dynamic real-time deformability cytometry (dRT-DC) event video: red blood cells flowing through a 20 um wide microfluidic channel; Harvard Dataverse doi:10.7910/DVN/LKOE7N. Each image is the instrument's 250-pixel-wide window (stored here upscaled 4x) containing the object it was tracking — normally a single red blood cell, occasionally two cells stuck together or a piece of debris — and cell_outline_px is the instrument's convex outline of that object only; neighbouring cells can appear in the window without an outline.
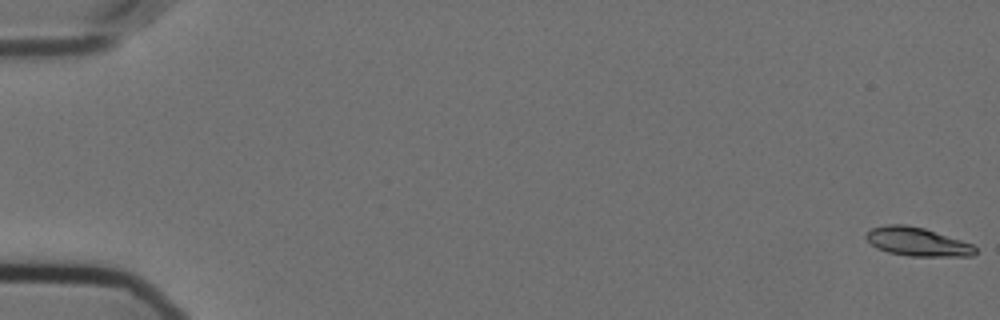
{"species": "Egyptian fruit bat (a non-hibernating species)", "species_latin": "Rousettus aegyptiacus", "temperature_condition": "cold", "stored_images_in_passage": 58, "camera_frame_rate_fps": 3000, "um_per_image_px": 0.085, "animal": {"sex": "female"}, "frame": {"image": 1, "passage_image": 1, "time_ms": 0.0, "image_size_px": [1000, 320], "cell_outline_px": [[976, 252], [972, 256], [908, 256], [888, 252], [876, 248], [864, 236], [872, 228], [888, 224], [904, 224], [924, 228], [972, 244], [976, 248]], "centroid_in_image_um": [77.95, 20.55], "position_along_channel_um": 7.0, "area_um2": 18.03}}
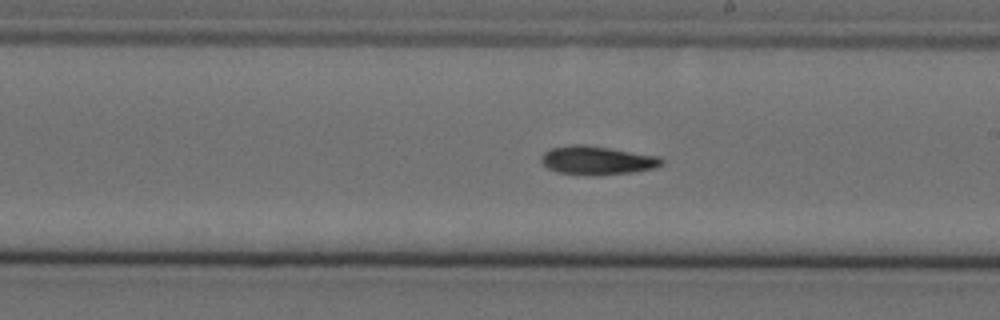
{"frame": {"image": 2, "passage_image": 34, "time_ms": 11.0, "image_size_px": [1000, 320], "cell_outline_px": [[664, 164], [656, 168], [632, 172], [596, 176], [556, 172], [548, 168], [540, 160], [540, 156], [544, 152], [552, 148], [572, 144], [584, 144], [660, 156], [664, 160]], "centroid_in_image_um": [50.77, 13.63], "position_along_channel_um": 238.2, "area_um2": 20.29}}
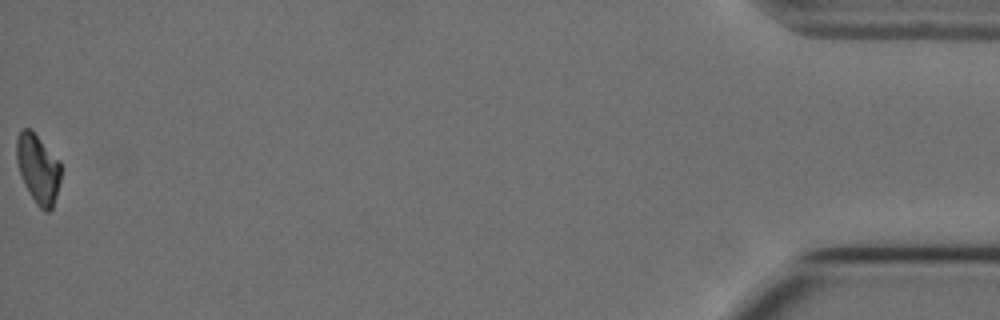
{"frame": {"image": 3, "passage_image": 58, "time_ms": 19.0, "image_size_px": [1000, 320], "cell_outline_px": [[60, 180], [56, 196], [52, 208], [48, 212], [44, 212], [36, 204], [24, 184], [16, 160], [16, 140], [20, 132], [24, 128], [28, 128], [60, 160]], "centroid_in_image_um": [3.23, 14.38], "position_along_channel_um": 432.0, "area_um2": 17.57}, "authors_computed_cell_mechanics": {"area_um2": 18.7272, "velocity_mm_per_s": 3.5791, "shape_relaxation_time_tau1_ms": 5.9304, "shape_relaxation_time_tau2_ms": null, "deformation_change_tau1": 0.1588, "deformation_change_tau2": null}}